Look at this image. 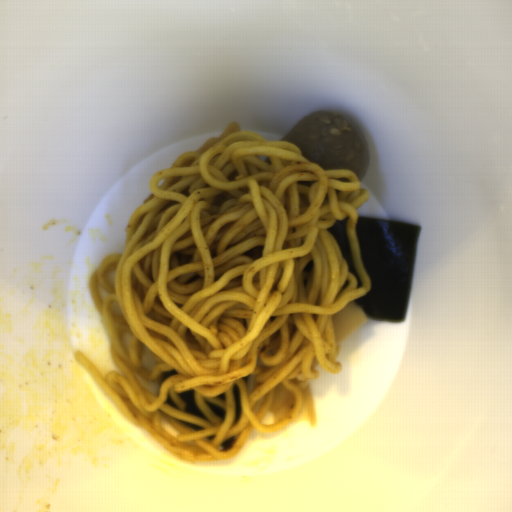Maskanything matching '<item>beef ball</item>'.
Returning <instances> with one entry per match:
<instances>
[{
  "mask_svg": "<svg viewBox=\"0 0 512 512\" xmlns=\"http://www.w3.org/2000/svg\"><path fill=\"white\" fill-rule=\"evenodd\" d=\"M280 141L296 145L304 158L323 170H351L358 181L365 175L367 149L344 117L326 111L308 113Z\"/></svg>",
  "mask_w": 512,
  "mask_h": 512,
  "instance_id": "beef-ball-1",
  "label": "beef ball"
}]
</instances>
